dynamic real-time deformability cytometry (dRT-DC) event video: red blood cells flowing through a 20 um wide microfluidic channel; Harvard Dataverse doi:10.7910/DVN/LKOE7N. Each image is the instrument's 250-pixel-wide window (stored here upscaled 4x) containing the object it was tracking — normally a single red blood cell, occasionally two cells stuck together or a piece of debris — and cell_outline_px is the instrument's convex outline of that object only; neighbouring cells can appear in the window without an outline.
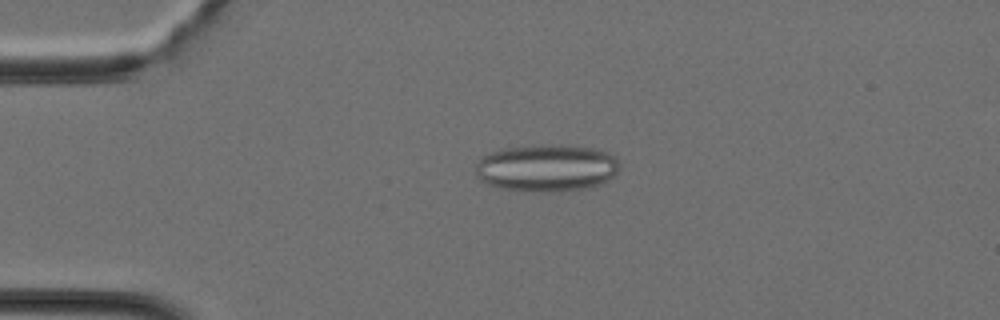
{"species": "Egyptian fruit bat (a non-hibernating species)", "species_latin": "Rousettus aegyptiacus", "temperature_condition": "cold", "stored_images_in_passage": 32, "camera_frame_rate_fps": 3000, "um_per_image_px": 0.085, "animal": {"sex": "female"}, "frame": {"image": 1, "passage_image": 1, "time_ms": 0.0, "image_size_px": [1000, 320], "cell_outline_px": [[620, 164], [616, 172], [612, 176], [588, 188], [556, 192], [524, 192], [500, 188], [488, 184], [480, 180], [476, 176], [476, 164], [484, 156], [492, 152], [508, 148], [592, 148], [608, 152], [616, 156], [620, 160]], "centroid_in_image_um": [46.45, 14.35], "position_along_channel_um": 38.5, "area_um2": 38.38}}
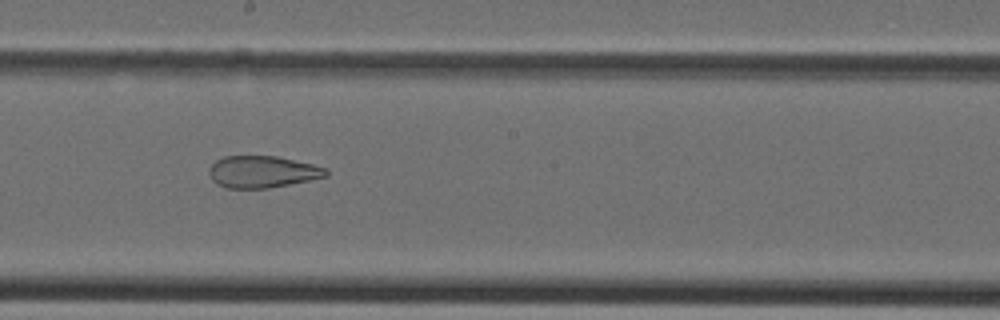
{"frame": {"image": 2, "passage_image": 14, "time_ms": 4.333, "image_size_px": [1000, 320], "cell_outline_px": [[328, 176], [268, 188], [228, 188], [216, 184], [212, 180], [208, 172], [208, 168], [216, 160], [224, 156], [276, 156], [312, 164], [328, 168]], "centroid_in_image_um": [22.28, 14.6], "position_along_channel_um": 225.9, "area_um2": 21.68}}
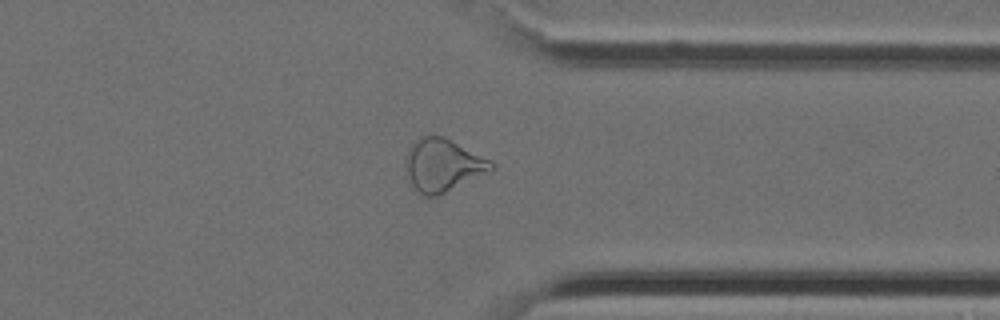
{"frame": {"image": 3, "passage_image": 23, "time_ms": 7.333, "image_size_px": [1000, 320], "cell_outline_px": [[496, 168], [488, 172], [436, 196], [420, 196], [412, 184], [408, 176], [404, 164], [408, 148], [416, 140], [424, 136], [444, 136], [492, 160], [496, 164]], "centroid_in_image_um": [37.65, 14.03], "position_along_channel_um": 373.8, "area_um2": 26.24}}